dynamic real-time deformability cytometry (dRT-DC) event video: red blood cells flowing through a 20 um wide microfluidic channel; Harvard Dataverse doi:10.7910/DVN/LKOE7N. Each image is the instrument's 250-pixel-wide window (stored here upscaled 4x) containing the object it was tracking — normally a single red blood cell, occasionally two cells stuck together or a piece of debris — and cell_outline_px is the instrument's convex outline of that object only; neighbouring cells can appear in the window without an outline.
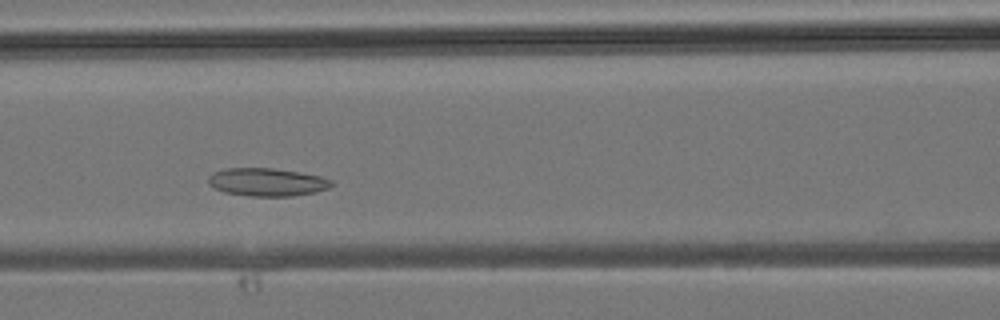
{"species": "common noctule bat (a hibernating species)", "species_latin": "Nyctalus noctula", "temperature_condition": "room temperature", "stored_images_in_passage": 25, "camera_frame_rate_fps": 3000, "um_per_image_px": 0.085, "animal": {"sex": "male", "body_mass_g": 19.2, "forearm_length_mm": 51.8}, "frame": {"image": 1, "passage_image": 6, "time_ms": 1.667, "image_size_px": [1000, 320], "cell_outline_px": [[332, 184], [328, 188], [316, 192], [292, 196], [252, 196], [224, 192], [208, 184], [208, 176], [212, 172], [224, 168], [272, 168], [300, 172], [320, 176], [332, 180]], "centroid_in_image_um": [22.68, 15.47], "position_along_channel_um": 143.9, "area_um2": 20.11}}
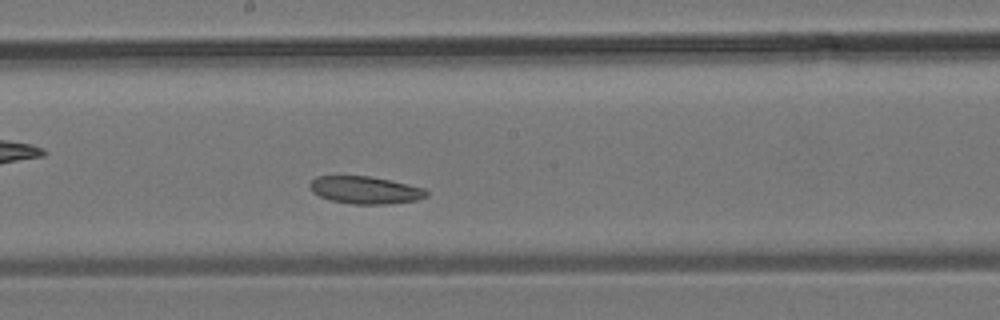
{"frame": {"image": 2, "passage_image": 10, "time_ms": 3.0, "image_size_px": [1000, 320], "cell_outline_px": [[428, 196], [416, 200], [388, 204], [352, 204], [328, 200], [312, 192], [308, 188], [308, 184], [316, 176], [368, 176], [408, 184], [424, 188], [428, 192]], "centroid_in_image_um": [31.0, 16.16], "position_along_channel_um": 217.2, "area_um2": 18.73}}
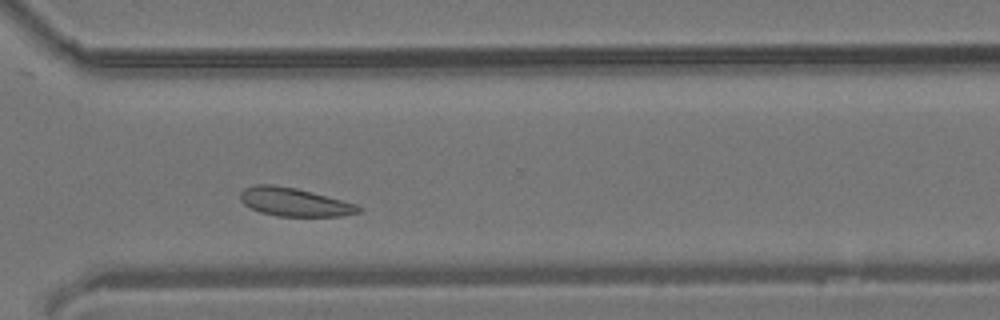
{"frame": {"image": 3, "passage_image": 17, "time_ms": 5.333, "image_size_px": [1000, 320], "cell_outline_px": [[364, 208], [360, 212], [340, 216], [276, 216], [260, 212], [244, 204], [240, 200], [240, 192], [244, 188], [256, 184], [272, 184], [296, 188], [312, 192], [356, 204]], "centroid_in_image_um": [25.01, 17.17], "position_along_channel_um": 345.6, "area_um2": 19.54}}